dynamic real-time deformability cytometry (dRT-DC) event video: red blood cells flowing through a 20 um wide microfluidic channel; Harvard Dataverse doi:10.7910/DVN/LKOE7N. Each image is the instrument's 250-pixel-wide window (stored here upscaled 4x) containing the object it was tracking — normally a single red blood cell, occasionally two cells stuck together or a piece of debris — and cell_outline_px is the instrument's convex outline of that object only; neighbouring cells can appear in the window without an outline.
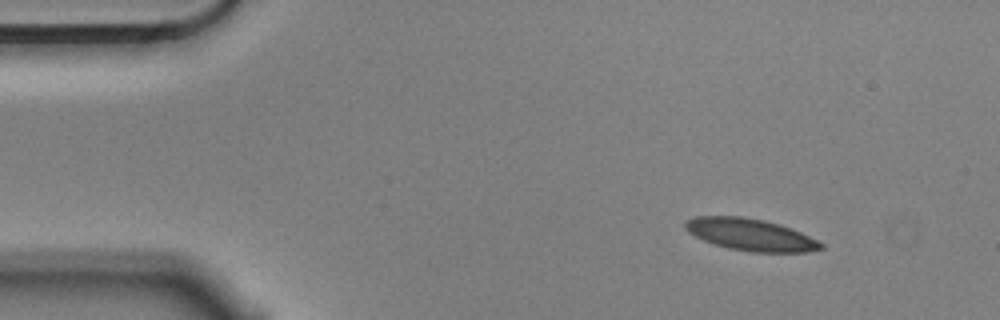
{"species": "Egyptian fruit bat (a non-hibernating species)", "species_latin": "Rousettus aegyptiacus", "temperature_condition": "cold", "stored_images_in_passage": 5, "camera_frame_rate_fps": 3000, "um_per_image_px": 0.085, "animal": {"sex": "male"}, "frame": {"image": 1, "passage_image": 1, "time_ms": 0.0, "image_size_px": [1000, 320], "cell_outline_px": [[824, 248], [808, 252], [752, 252], [728, 248], [704, 240], [688, 232], [684, 228], [684, 224], [688, 220], [696, 216], [740, 216], [764, 220], [800, 232], [824, 244]], "centroid_in_image_um": [63.78, 19.95], "position_along_channel_um": 21.2, "area_um2": 24.91}}
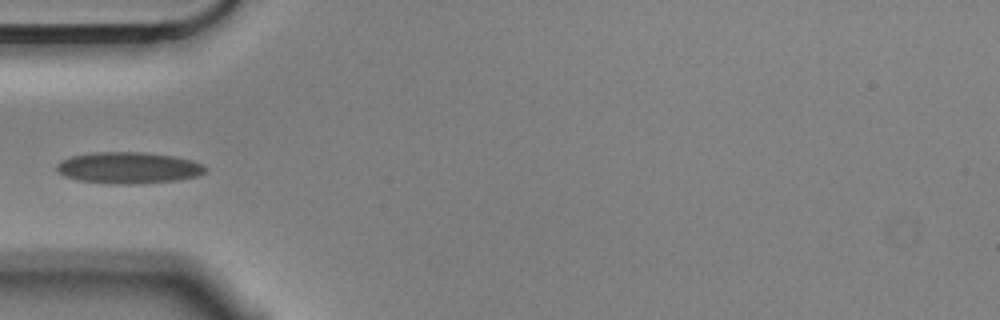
{"frame": {"image": 2, "passage_image": 4, "time_ms": 1.0, "image_size_px": [1000, 320], "cell_outline_px": [[208, 168], [204, 172], [196, 176], [180, 180], [132, 184], [108, 184], [76, 180], [64, 176], [56, 168], [56, 164], [60, 160], [72, 156], [92, 152], [144, 152], [172, 156], [192, 160]], "centroid_in_image_um": [10.88, 14.27], "position_along_channel_um": 74.1, "area_um2": 27.34}}
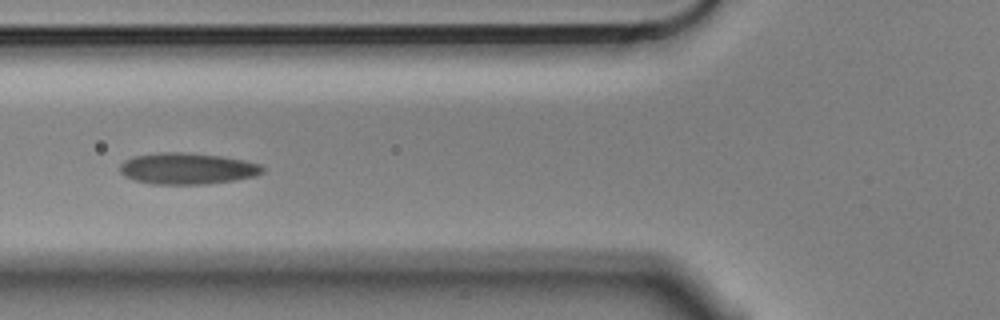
{"frame": {"image": 3, "passage_image": 5, "time_ms": 1.333, "image_size_px": [1000, 320], "cell_outline_px": [[264, 172], [256, 176], [236, 180], [204, 184], [152, 184], [132, 180], [124, 176], [120, 172], [120, 164], [124, 160], [136, 156], [160, 152], [180, 152], [220, 156], [244, 160], [260, 164], [264, 168]], "centroid_in_image_um": [15.91, 14.34], "position_along_channel_um": 109.9, "area_um2": 26.13}}